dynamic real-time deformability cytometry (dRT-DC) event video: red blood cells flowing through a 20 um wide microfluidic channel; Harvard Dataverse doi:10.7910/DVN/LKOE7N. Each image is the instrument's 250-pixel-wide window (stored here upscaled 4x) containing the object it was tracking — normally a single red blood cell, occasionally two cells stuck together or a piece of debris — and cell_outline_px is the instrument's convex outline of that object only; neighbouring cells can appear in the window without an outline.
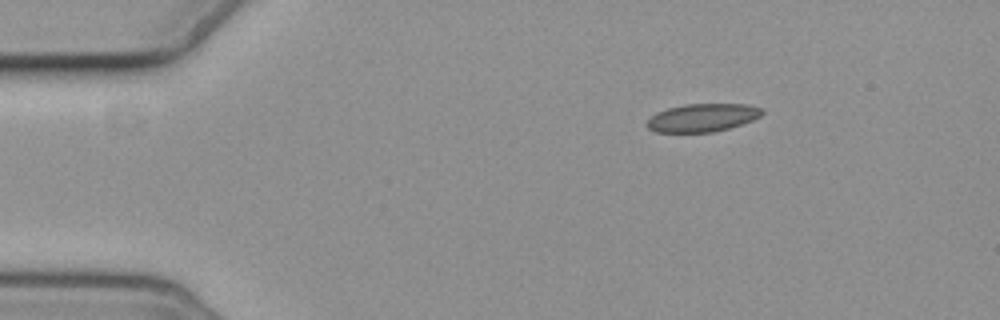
{"species": "common noctule bat (a hibernating species)", "species_latin": "Nyctalus noctula", "temperature_condition": "cold", "stored_images_in_passage": 3, "camera_frame_rate_fps": 3000, "um_per_image_px": 0.085, "animal": {"sex": "female", "body_mass_g": 19.3, "forearm_length_mm": 54.1}, "frame": {"image": 1, "passage_image": 1, "time_ms": 0.0, "image_size_px": [1000, 320], "cell_outline_px": [[764, 112], [760, 116], [752, 120], [728, 128], [712, 132], [656, 132], [648, 128], [644, 124], [656, 112], [668, 108], [684, 104], [748, 104], [764, 108]], "centroid_in_image_um": [59.7, 9.99], "position_along_channel_um": 25.3, "area_um2": 18.84}}